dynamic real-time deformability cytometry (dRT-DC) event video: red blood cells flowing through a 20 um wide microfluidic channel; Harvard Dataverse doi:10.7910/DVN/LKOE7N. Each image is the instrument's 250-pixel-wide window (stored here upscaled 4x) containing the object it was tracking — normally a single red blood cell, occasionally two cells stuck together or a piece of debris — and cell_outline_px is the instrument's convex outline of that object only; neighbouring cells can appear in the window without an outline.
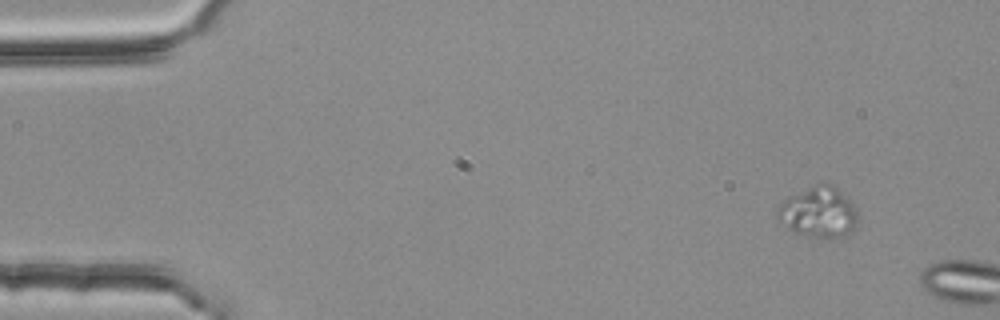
{"species": "common noctule bat (a hibernating species)", "species_latin": "Nyctalus noctula", "temperature_condition": "room temperature", "stored_images_in_passage": 2, "camera_frame_rate_fps": 3000, "um_per_image_px": 0.085, "animal": {"sex": "female", "body_mass_g": 25.1}, "frame": {"image": 1, "passage_image": 1, "time_ms": 0.0, "image_size_px": [1000, 320], "cell_outline_px": [[856, 224], [848, 232], [840, 236], [812, 236], [796, 232], [788, 228], [776, 216], [776, 212], [780, 204], [784, 200], [816, 184], [832, 184], [852, 204], [856, 212]], "centroid_in_image_um": [69.54, 18.02], "position_along_channel_um": 15.5, "area_um2": 22.48}}